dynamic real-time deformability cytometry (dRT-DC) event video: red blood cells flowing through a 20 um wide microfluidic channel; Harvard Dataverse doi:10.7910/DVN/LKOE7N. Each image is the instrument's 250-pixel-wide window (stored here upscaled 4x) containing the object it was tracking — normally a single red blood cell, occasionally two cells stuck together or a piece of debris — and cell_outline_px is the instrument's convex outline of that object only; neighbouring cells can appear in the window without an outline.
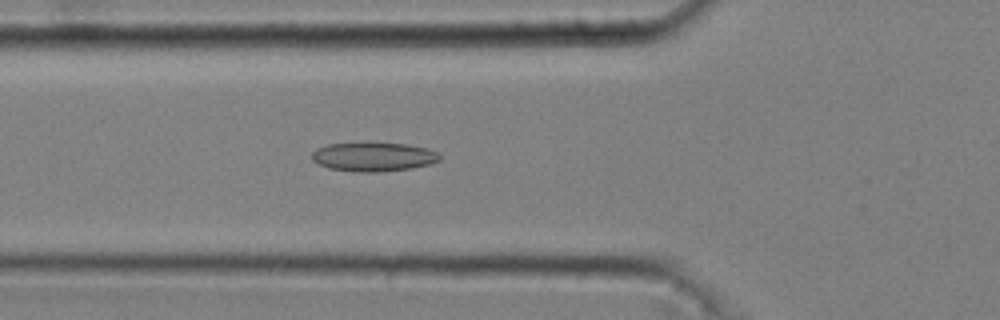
{"species": "common noctule bat (a hibernating species)", "species_latin": "Nyctalus noctula", "temperature_condition": "cold", "stored_images_in_passage": 52, "camera_frame_rate_fps": 3000, "um_per_image_px": 0.085, "animal": {"sex": "male", "body_mass_g": 20.4}, "frame": {"image": 1, "passage_image": 19, "time_ms": 6.0, "image_size_px": [1000, 320], "cell_outline_px": [[440, 160], [428, 164], [412, 168], [376, 172], [360, 172], [328, 168], [316, 164], [312, 160], [312, 152], [316, 148], [328, 144], [408, 144], [428, 148], [440, 152]], "centroid_in_image_um": [31.75, 13.34], "position_along_channel_um": 94.1, "area_um2": 21.39}}
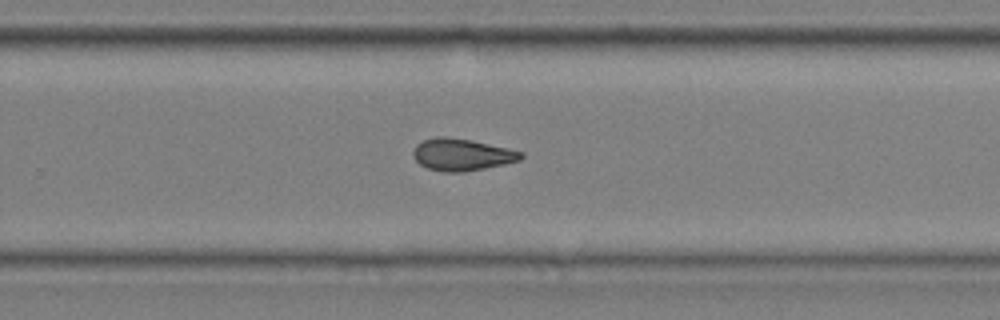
{"frame": {"image": 2, "passage_image": 35, "time_ms": 11.333, "image_size_px": [1000, 320], "cell_outline_px": [[524, 156], [520, 160], [504, 164], [464, 172], [444, 172], [428, 168], [420, 164], [412, 156], [412, 152], [416, 144], [424, 140], [436, 136], [448, 136], [472, 140], [508, 148], [524, 152]], "centroid_in_image_um": [39.25, 13.13], "position_along_channel_um": 290.6, "area_um2": 20.23}}
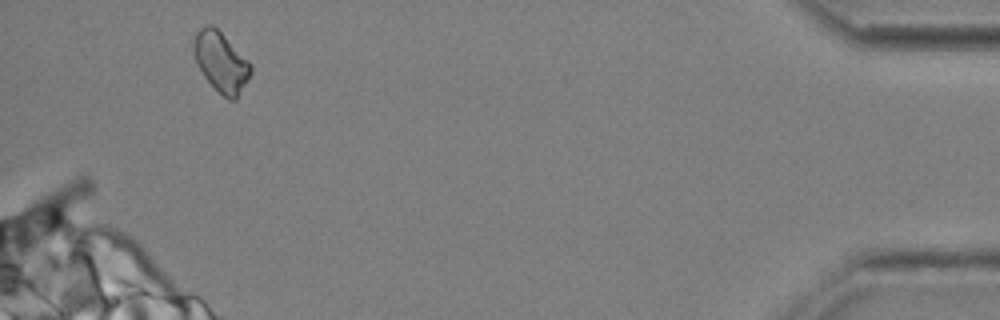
{"frame": {"image": 3, "passage_image": 50, "time_ms": 16.333, "image_size_px": [1000, 320], "cell_outline_px": [[252, 72], [248, 80], [236, 100], [228, 100], [204, 76], [196, 64], [196, 32], [200, 28], [208, 24], [212, 24], [252, 64]], "centroid_in_image_um": [18.84, 5.3], "position_along_channel_um": 416.4, "area_um2": 19.31}, "authors_computed_cell_mechanics": {"area_um2": 20.2878, "velocity_mm_per_s": 3.6846, "shape_relaxation_time_tau1_ms": null, "shape_relaxation_time_tau2_ms": 4.1946, "deformation_change_tau1": null, "deformation_change_tau2": 0.1034}}